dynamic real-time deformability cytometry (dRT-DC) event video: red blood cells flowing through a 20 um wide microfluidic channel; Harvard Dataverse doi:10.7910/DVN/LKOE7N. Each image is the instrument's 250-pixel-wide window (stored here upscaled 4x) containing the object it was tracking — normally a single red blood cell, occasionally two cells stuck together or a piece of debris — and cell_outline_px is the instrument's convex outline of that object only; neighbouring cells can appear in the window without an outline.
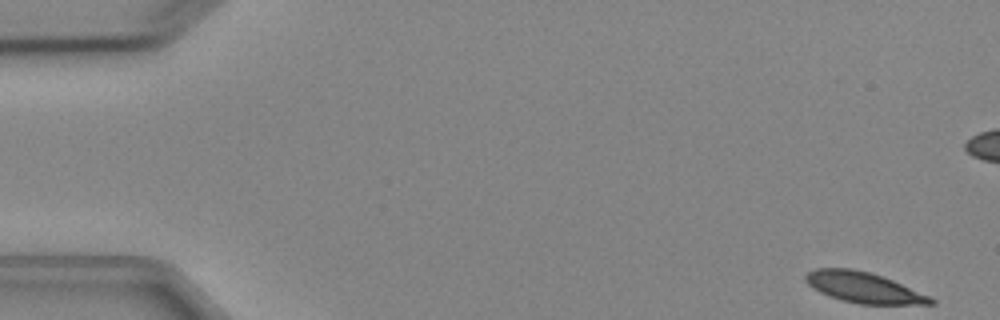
{"species": "Egyptian fruit bat (a non-hibernating species)", "species_latin": "Rousettus aegyptiacus", "temperature_condition": "cold", "stored_images_in_passage": 7, "camera_frame_rate_fps": 3000, "um_per_image_px": 0.085, "animal": {"sex": "female"}, "frame": {"image": 1, "passage_image": 1, "time_ms": 0.0, "image_size_px": [1000, 320], "cell_outline_px": [[936, 304], [860, 304], [840, 300], [828, 296], [812, 288], [804, 280], [804, 276], [808, 272], [816, 268], [852, 268], [868, 272], [892, 280], [928, 296], [936, 300]], "centroid_in_image_um": [73.35, 24.44], "position_along_channel_um": 11.7, "area_um2": 22.14}}